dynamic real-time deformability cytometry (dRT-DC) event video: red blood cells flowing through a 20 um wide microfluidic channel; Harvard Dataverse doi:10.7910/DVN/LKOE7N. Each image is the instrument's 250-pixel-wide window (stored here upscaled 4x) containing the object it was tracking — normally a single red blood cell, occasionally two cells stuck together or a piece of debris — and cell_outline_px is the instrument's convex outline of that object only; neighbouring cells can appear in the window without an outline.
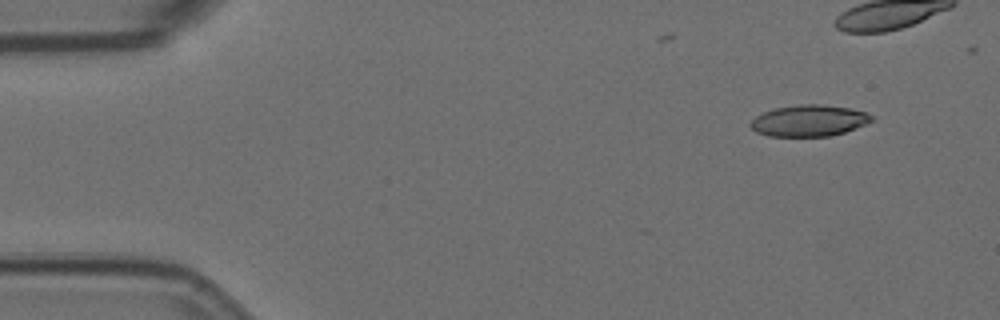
{"species": "Egyptian fruit bat (a non-hibernating species)", "species_latin": "Rousettus aegyptiacus", "temperature_condition": "room temperature", "stored_images_in_passage": 13, "camera_frame_rate_fps": 3000, "um_per_image_px": 0.085, "animal": {"sex": "female"}, "frame": {"image": 1, "passage_image": 1, "time_ms": 0.0, "image_size_px": [1000, 320], "cell_outline_px": [[872, 120], [864, 124], [844, 132], [828, 136], [768, 136], [756, 132], [748, 124], [756, 116], [764, 112], [776, 108], [800, 104], [820, 104], [852, 108], [864, 112], [872, 116]], "centroid_in_image_um": [68.73, 10.25], "position_along_channel_um": 16.3, "area_um2": 21.91}}